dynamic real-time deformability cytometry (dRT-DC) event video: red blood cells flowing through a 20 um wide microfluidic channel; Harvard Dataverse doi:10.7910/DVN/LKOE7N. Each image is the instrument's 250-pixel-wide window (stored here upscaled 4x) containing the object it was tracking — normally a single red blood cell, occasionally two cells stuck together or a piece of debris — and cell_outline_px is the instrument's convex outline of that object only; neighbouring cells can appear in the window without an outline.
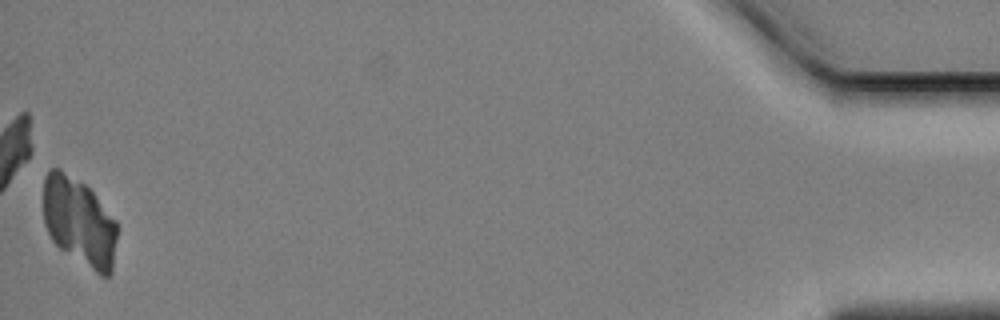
{"species": "Egyptian fruit bat (a non-hibernating species)", "species_latin": "Rousettus aegyptiacus", "temperature_condition": "cold", "stored_images_in_passage": 56, "camera_frame_rate_fps": 3000, "um_per_image_px": 0.085, "animal": {"sex": "female"}, "frame": {"image": 1, "passage_image": 56, "time_ms": 18.333, "image_size_px": [1000, 320], "cell_outline_px": [[116, 240], [112, 272], [108, 276], [100, 276], [60, 248], [52, 240], [44, 224], [44, 180], [48, 172], [52, 168], [56, 168], [84, 184], [92, 192], [116, 220]], "centroid_in_image_um": [6.74, 18.89], "position_along_channel_um": 428.5, "area_um2": 37.45}}